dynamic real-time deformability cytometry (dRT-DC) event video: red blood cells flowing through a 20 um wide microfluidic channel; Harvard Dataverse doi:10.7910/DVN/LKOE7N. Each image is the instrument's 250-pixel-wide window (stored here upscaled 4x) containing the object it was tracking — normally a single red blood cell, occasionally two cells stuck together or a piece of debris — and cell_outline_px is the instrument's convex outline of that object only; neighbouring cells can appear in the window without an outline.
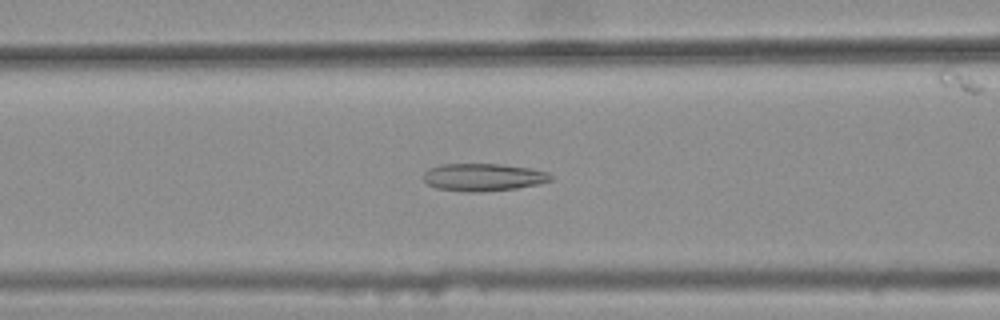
{"species": "common noctule bat (a hibernating species)", "species_latin": "Nyctalus noctula", "temperature_condition": "warm", "stored_images_in_passage": 45, "camera_frame_rate_fps": 3000, "um_per_image_px": 0.085, "animal": {"sex": "female", "body_mass_g": 25.1}, "frame": {"image": 1, "passage_image": 21, "time_ms": 6.667, "image_size_px": [1000, 320], "cell_outline_px": [[552, 180], [536, 184], [516, 188], [468, 192], [436, 188], [428, 184], [424, 180], [424, 172], [428, 168], [440, 164], [500, 164], [528, 168], [548, 172], [552, 176]], "centroid_in_image_um": [41.04, 15.05], "position_along_channel_um": 125.6, "area_um2": 20.17}}
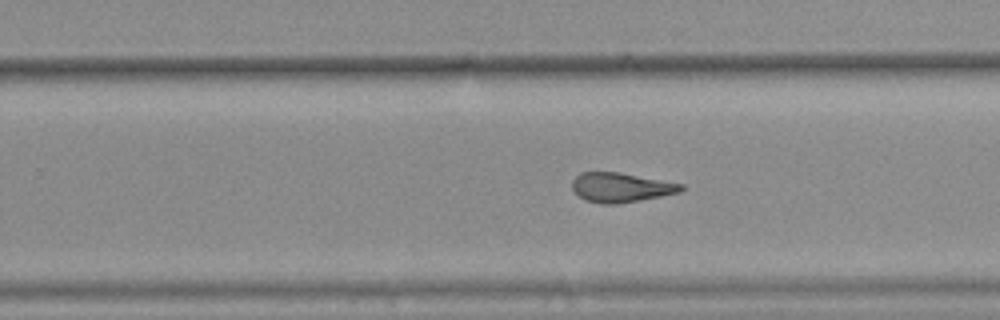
{"frame": {"image": 2, "passage_image": 33, "time_ms": 10.667, "image_size_px": [1000, 320], "cell_outline_px": [[684, 188], [680, 192], [640, 200], [616, 204], [600, 204], [584, 200], [572, 188], [572, 180], [580, 172], [620, 172], [684, 184]], "centroid_in_image_um": [52.77, 15.93], "position_along_channel_um": 277.0, "area_um2": 18.73}}
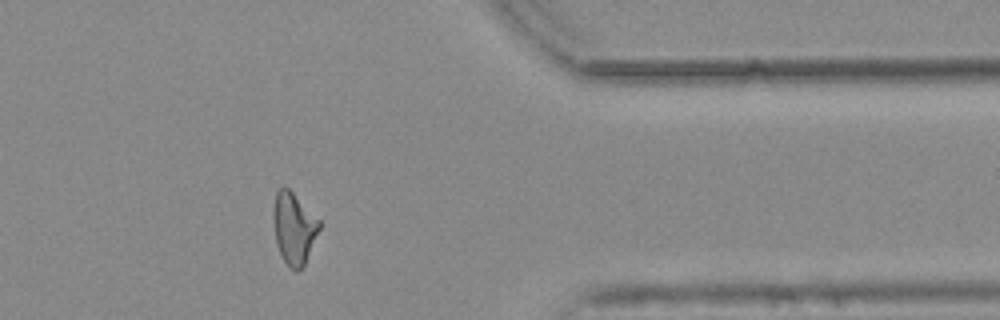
{"frame": {"image": 3, "passage_image": 43, "time_ms": 14.0, "image_size_px": [1000, 320], "cell_outline_px": [[320, 228], [304, 264], [296, 272], [288, 268], [280, 252], [276, 240], [272, 212], [276, 192], [284, 184], [320, 220]], "centroid_in_image_um": [24.97, 19.38], "position_along_channel_um": 386.4, "area_um2": 18.96}, "authors_computed_cell_mechanics": {"area_um2": 19.9988, "velocity_mm_per_s": 3.7937, "shape_relaxation_time_tau1_ms": null, "shape_relaxation_time_tau2_ms": 1.6444, "deformation_change_tau1": null, "deformation_change_tau2": 0.1065}}